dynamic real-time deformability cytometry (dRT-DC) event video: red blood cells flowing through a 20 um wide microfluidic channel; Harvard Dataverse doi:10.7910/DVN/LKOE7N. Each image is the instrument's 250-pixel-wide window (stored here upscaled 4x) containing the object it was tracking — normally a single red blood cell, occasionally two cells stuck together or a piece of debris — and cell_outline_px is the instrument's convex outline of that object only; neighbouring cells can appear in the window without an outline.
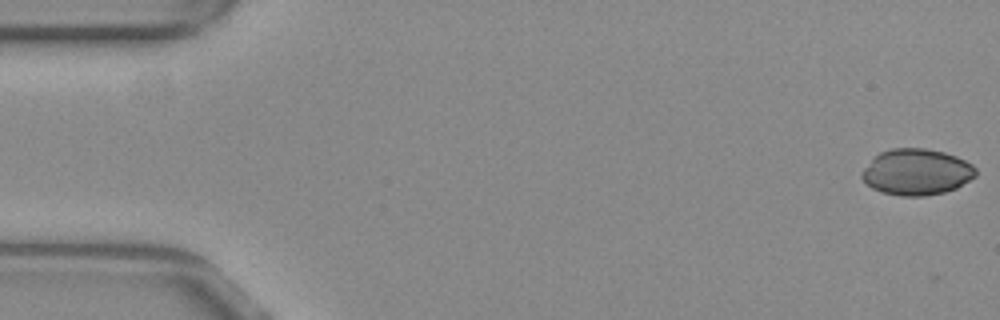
{"species": "common noctule bat (a hibernating species)", "species_latin": "Nyctalus noctula", "temperature_condition": "warm", "stored_images_in_passage": 7, "camera_frame_rate_fps": 3000, "um_per_image_px": 0.085, "animal": {"sex": "female", "body_mass_g": 29.2, "forearm_length_mm": 56.3}, "frame": {"image": 1, "passage_image": 1, "time_ms": 0.0, "image_size_px": [1000, 320], "cell_outline_px": [[976, 176], [956, 188], [944, 192], [924, 196], [900, 196], [880, 192], [872, 188], [860, 176], [860, 172], [880, 152], [892, 148], [924, 148], [944, 152], [956, 156], [972, 164], [976, 168]], "centroid_in_image_um": [77.91, 14.62], "position_along_channel_um": 7.1, "area_um2": 30.63}}